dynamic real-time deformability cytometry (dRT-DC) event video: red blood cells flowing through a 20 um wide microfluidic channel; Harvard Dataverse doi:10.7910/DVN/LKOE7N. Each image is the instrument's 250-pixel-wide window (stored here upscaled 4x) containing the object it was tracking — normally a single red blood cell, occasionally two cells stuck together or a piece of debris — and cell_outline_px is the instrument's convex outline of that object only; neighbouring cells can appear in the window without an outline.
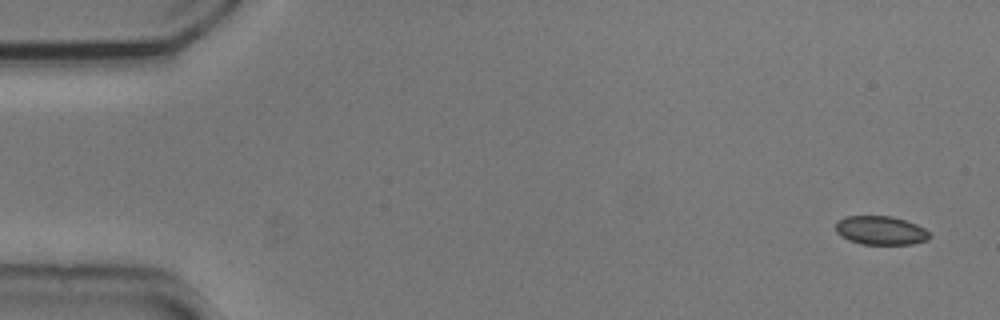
{"species": "common noctule bat (a hibernating species)", "species_latin": "Nyctalus noctula", "temperature_condition": "cold", "stored_images_in_passage": 5, "camera_frame_rate_fps": 3000, "um_per_image_px": 0.085, "animal": {"sex": "male", "body_mass_g": 20.5, "forearm_length_mm": 52.5}, "frame": {"image": 1, "passage_image": 1, "time_ms": 0.0, "image_size_px": [1000, 320], "cell_outline_px": [[932, 236], [928, 240], [912, 244], [860, 244], [848, 240], [840, 236], [836, 232], [836, 220], [844, 216], [892, 216], [916, 224], [924, 228]], "centroid_in_image_um": [74.83, 19.58], "position_along_channel_um": 10.2, "area_um2": 15.9}}